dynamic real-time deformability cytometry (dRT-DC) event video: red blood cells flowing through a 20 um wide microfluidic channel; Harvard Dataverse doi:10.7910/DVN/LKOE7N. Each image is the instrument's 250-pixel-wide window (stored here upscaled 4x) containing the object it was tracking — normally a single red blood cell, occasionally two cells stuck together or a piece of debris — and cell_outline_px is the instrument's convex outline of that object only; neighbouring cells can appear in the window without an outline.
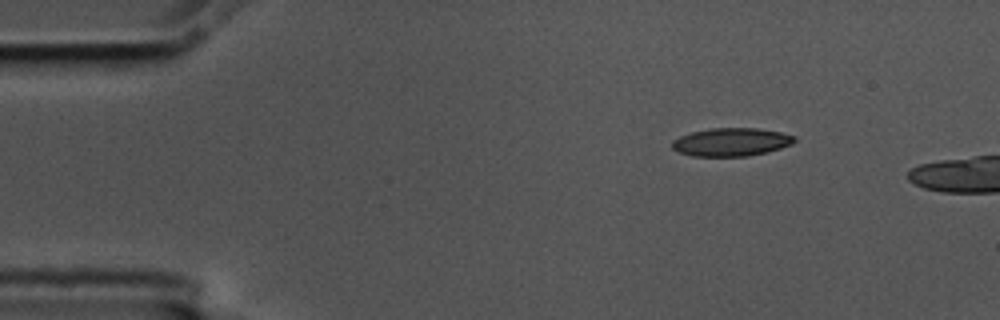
{"species": "common noctule bat (a hibernating species)", "species_latin": "Nyctalus noctula", "temperature_condition": "cold", "stored_images_in_passage": 9, "camera_frame_rate_fps": 3000, "um_per_image_px": 0.085, "animal": {"sex": "male", "body_mass_g": 17.5, "forearm_length_mm": 52.3}, "frame": {"image": 1, "passage_image": 1, "time_ms": 0.0, "image_size_px": [1000, 320], "cell_outline_px": [[796, 140], [792, 144], [768, 152], [748, 156], [692, 156], [680, 152], [672, 148], [672, 140], [680, 136], [692, 132], [712, 128], [756, 128], [780, 132], [796, 136]], "centroid_in_image_um": [62.17, 12.07], "position_along_channel_um": 22.8, "area_um2": 20.06}}